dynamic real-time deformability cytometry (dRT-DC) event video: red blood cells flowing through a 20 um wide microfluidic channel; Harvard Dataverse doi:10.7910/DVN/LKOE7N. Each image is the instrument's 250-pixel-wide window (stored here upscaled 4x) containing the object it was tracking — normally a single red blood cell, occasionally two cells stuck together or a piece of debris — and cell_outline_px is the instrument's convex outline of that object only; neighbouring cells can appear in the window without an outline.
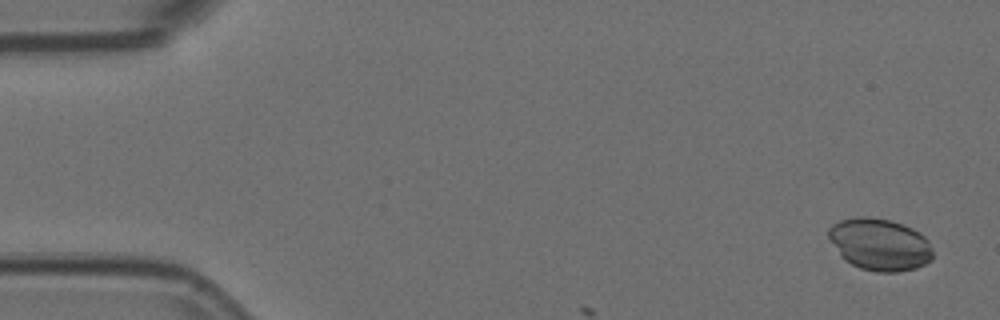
{"species": "Egyptian fruit bat (a non-hibernating species)", "species_latin": "Rousettus aegyptiacus", "temperature_condition": "room temperature", "stored_images_in_passage": 9, "camera_frame_rate_fps": 3000, "um_per_image_px": 0.085, "animal": {"sex": "female"}, "frame": {"image": 1, "passage_image": 3, "time_ms": 0.667, "image_size_px": [1000, 320], "cell_outline_px": [[932, 260], [916, 268], [896, 272], [876, 272], [860, 268], [844, 260], [840, 256], [828, 236], [828, 228], [832, 224], [840, 220], [860, 216], [864, 216], [888, 220], [912, 228], [920, 232], [928, 240], [932, 248]], "centroid_in_image_um": [74.77, 20.78], "position_along_channel_um": 10.2, "area_um2": 31.62}}